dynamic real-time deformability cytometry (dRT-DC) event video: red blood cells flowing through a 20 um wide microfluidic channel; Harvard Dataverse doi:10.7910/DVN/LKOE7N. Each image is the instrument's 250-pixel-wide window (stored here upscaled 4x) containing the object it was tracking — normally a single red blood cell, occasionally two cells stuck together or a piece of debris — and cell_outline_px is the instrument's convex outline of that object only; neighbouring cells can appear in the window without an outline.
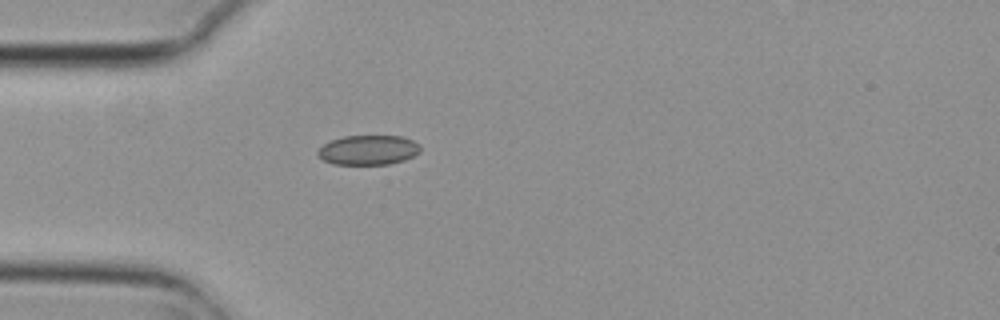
{"species": "common noctule bat (a hibernating species)", "species_latin": "Nyctalus noctula", "temperature_condition": "cold", "stored_images_in_passage": 5, "camera_frame_rate_fps": 3000, "um_per_image_px": 0.085, "animal": {"sex": "female", "body_mass_g": 29.2, "forearm_length_mm": 56.3}, "frame": {"image": 1, "passage_image": 4, "time_ms": 1.0, "image_size_px": [1000, 320], "cell_outline_px": [[420, 152], [404, 160], [388, 164], [332, 164], [324, 160], [316, 152], [324, 144], [332, 140], [344, 136], [400, 136], [412, 140], [420, 144]], "centroid_in_image_um": [31.32, 12.75], "position_along_channel_um": 53.7, "area_um2": 17.57}}